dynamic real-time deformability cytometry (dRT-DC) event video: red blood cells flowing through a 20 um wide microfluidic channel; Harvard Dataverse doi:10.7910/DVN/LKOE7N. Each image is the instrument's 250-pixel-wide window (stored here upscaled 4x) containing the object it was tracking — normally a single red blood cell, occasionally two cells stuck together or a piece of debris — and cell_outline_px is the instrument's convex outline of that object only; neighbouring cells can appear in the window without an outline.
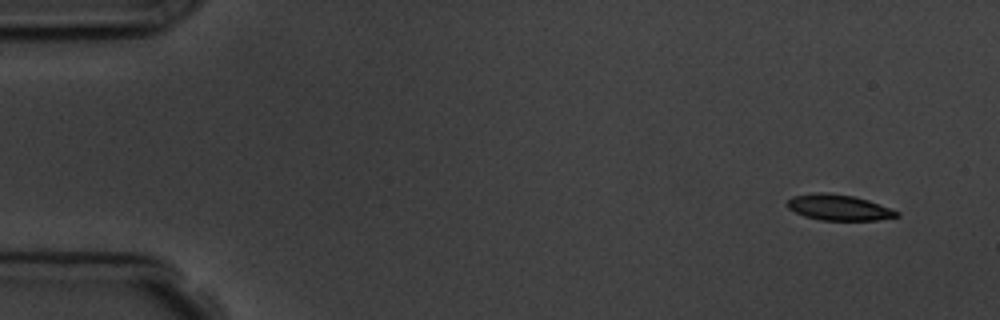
{"species": "common noctule bat (a hibernating species)", "species_latin": "Nyctalus noctula", "temperature_condition": "room temperature", "stored_images_in_passage": 7, "camera_frame_rate_fps": 3000, "um_per_image_px": 0.085, "animal": {"sex": "male", "body_mass_g": 19.5, "forearm_length_mm": 54.6}, "frame": {"image": 1, "passage_image": 1, "time_ms": 0.0, "image_size_px": [1000, 320], "cell_outline_px": [[900, 216], [876, 220], [820, 220], [804, 216], [788, 208], [784, 204], [792, 196], [820, 192], [828, 192], [852, 196], [868, 200], [900, 212]], "centroid_in_image_um": [71.27, 17.63], "position_along_channel_um": 13.7, "area_um2": 16.42}}
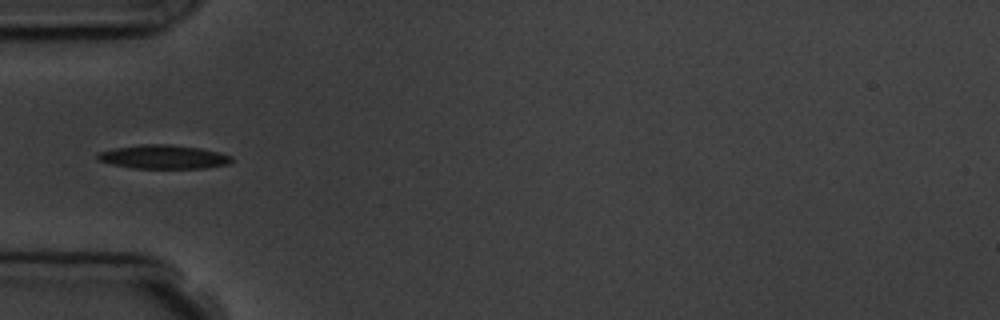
{"frame": {"image": 2, "passage_image": 5, "time_ms": 4.667, "image_size_px": [1000, 320], "cell_outline_px": [[232, 160], [228, 164], [204, 168], [132, 168], [112, 164], [96, 160], [96, 152], [112, 148], [140, 144], [172, 144], [200, 148], [220, 152], [232, 156]], "centroid_in_image_um": [13.84, 13.32], "position_along_channel_um": 71.2, "area_um2": 18.84}}